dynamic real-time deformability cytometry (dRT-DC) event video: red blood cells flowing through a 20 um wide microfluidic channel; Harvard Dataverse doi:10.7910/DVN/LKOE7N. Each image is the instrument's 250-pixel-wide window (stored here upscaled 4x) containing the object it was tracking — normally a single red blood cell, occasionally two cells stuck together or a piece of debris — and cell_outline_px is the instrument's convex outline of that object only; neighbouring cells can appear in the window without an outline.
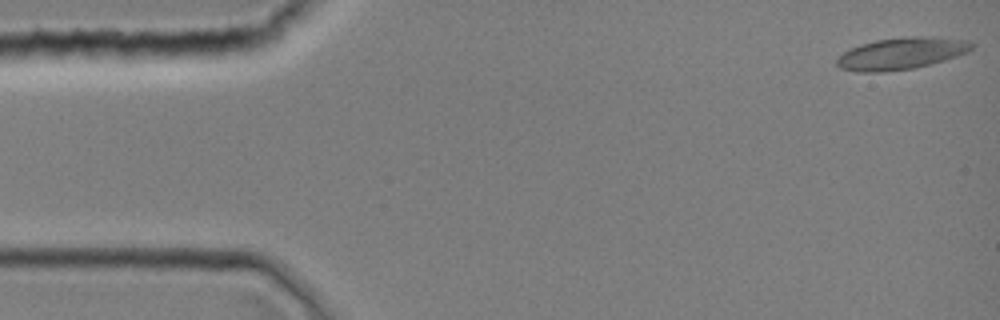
{"species": "common noctule bat (a hibernating species)", "species_latin": "Nyctalus noctula", "temperature_condition": "room temperature", "stored_images_in_passage": 3, "camera_frame_rate_fps": 3000, "um_per_image_px": 0.085, "animal": {"sex": "female", "body_mass_g": 19.0, "forearm_length_mm": 51.5}, "frame": {"image": 1, "passage_image": 1, "time_ms": 0.0, "image_size_px": [1000, 320], "cell_outline_px": [[976, 44], [968, 52], [944, 60], [916, 68], [880, 72], [856, 72], [840, 68], [836, 64], [836, 60], [848, 48], [860, 44], [876, 40], [904, 36], [924, 36], [968, 40]], "centroid_in_image_um": [76.6, 4.54], "position_along_channel_um": 8.4, "area_um2": 25.2}}